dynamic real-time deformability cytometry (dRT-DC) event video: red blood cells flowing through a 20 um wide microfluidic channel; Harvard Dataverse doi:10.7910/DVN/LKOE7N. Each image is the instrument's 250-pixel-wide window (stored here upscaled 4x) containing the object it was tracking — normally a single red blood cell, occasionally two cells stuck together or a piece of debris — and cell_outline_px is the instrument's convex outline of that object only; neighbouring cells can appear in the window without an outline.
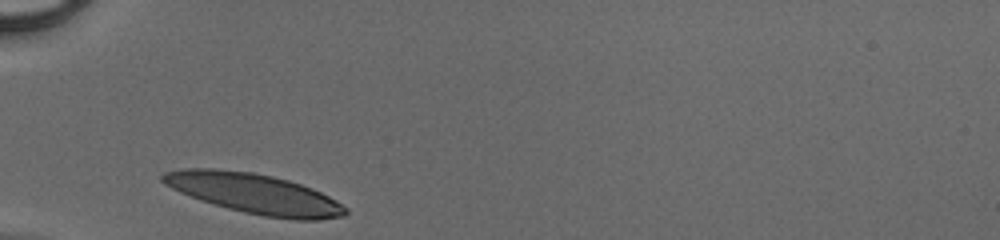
{"species": "human", "species_latin": "Homo sapiens", "temperature_condition": "cold", "stored_images_in_passage": 25, "camera_frame_rate_fps": 3000, "um_per_image_px": 0.085, "donor": {"sex": "male"}, "frame": {"image": 1, "passage_image": 1, "time_ms": 0.0, "image_size_px": [1000, 240], "cell_outline_px": [[348, 212], [344, 216], [320, 220], [296, 220], [264, 216], [244, 212], [228, 208], [200, 200], [180, 192], [164, 184], [160, 180], [160, 176], [164, 172], [184, 168], [212, 168], [252, 172], [272, 176], [288, 180], [312, 188], [336, 200], [348, 208]], "centroid_in_image_um": [21.62, 16.46], "position_along_channel_um": 63.4, "area_um2": 42.66}}
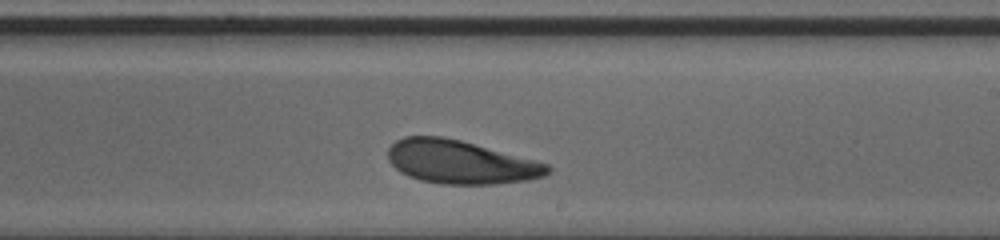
{"frame": {"image": 2, "passage_image": 15, "time_ms": 4.667, "image_size_px": [1000, 240], "cell_outline_px": [[552, 168], [544, 176], [528, 180], [496, 184], [440, 184], [420, 180], [408, 176], [400, 172], [388, 160], [388, 148], [396, 140], [404, 136], [440, 136], [460, 140], [536, 160], [548, 164]], "centroid_in_image_um": [39.13, 13.78], "position_along_channel_um": 249.9, "area_um2": 40.4}}
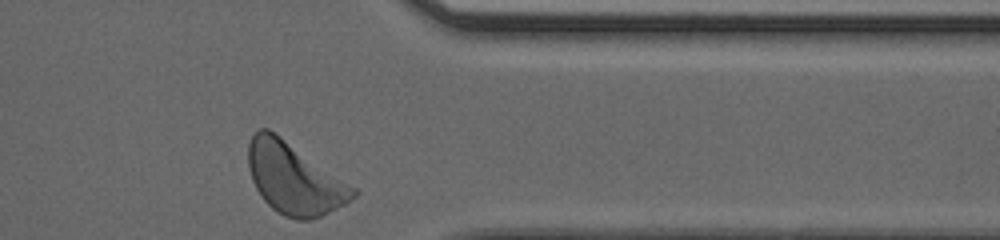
{"frame": {"image": 3, "passage_image": 25, "time_ms": 8.0, "image_size_px": [1000, 240], "cell_outline_px": [[360, 192], [356, 196], [344, 204], [312, 220], [296, 220], [284, 216], [276, 212], [264, 200], [256, 188], [252, 180], [248, 168], [248, 144], [252, 136], [260, 128], [268, 128], [280, 136], [356, 188]], "centroid_in_image_um": [24.99, 15.19], "position_along_channel_um": 386.4, "area_um2": 43.12}}